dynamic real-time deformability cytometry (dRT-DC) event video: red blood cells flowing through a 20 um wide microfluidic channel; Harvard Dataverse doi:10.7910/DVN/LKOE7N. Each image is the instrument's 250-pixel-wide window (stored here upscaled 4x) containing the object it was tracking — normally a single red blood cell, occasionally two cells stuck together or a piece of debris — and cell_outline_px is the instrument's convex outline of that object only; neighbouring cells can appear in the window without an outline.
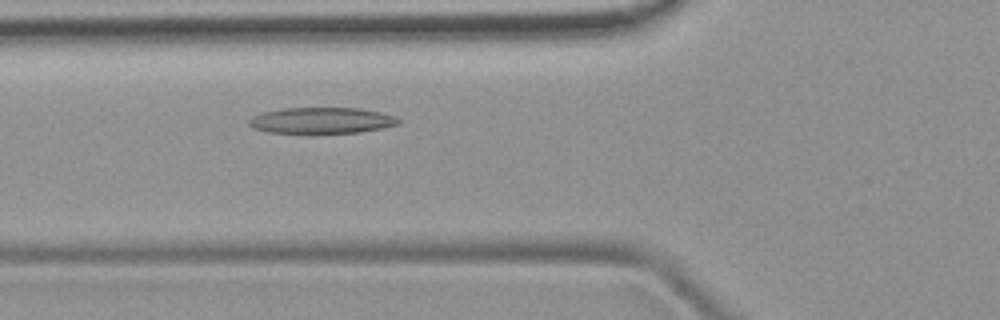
{"species": "common noctule bat (a hibernating species)", "species_latin": "Nyctalus noctula", "temperature_condition": "room temperature", "stored_images_in_passage": 6, "camera_frame_rate_fps": 3000, "um_per_image_px": 0.085, "animal": {"sex": "female", "body_mass_g": 19.9}, "frame": {"image": 1, "passage_image": 6, "time_ms": 6.667, "image_size_px": [1000, 320], "cell_outline_px": [[400, 124], [384, 128], [360, 132], [316, 136], [268, 132], [252, 128], [248, 124], [248, 120], [252, 116], [264, 112], [284, 108], [360, 108], [380, 112], [396, 116], [400, 120]], "centroid_in_image_um": [27.33, 10.29], "position_along_channel_um": 98.5, "area_um2": 23.87}}